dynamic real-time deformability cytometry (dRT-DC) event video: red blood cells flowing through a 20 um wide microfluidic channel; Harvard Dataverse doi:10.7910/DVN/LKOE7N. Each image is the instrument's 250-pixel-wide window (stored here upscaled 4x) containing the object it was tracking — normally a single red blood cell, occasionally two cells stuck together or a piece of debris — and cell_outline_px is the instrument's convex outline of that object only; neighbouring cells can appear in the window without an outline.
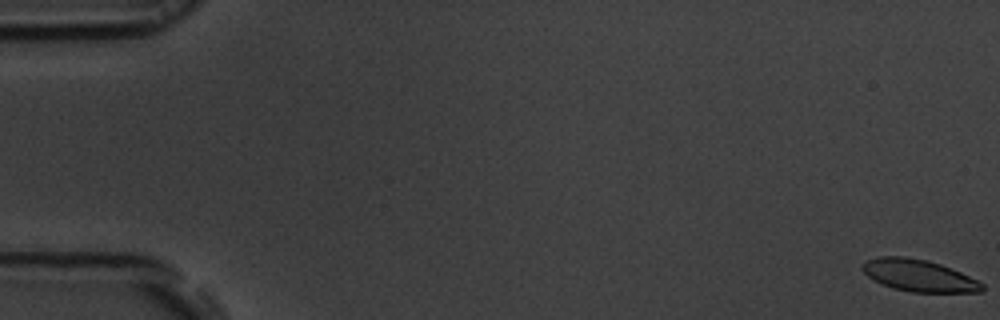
{"species": "common noctule bat (a hibernating species)", "species_latin": "Nyctalus noctula", "temperature_condition": "room temperature", "stored_images_in_passage": 54, "camera_frame_rate_fps": 3000, "um_per_image_px": 0.085, "animal": {"sex": "male", "body_mass_g": 19.5, "forearm_length_mm": 54.6}, "frame": {"image": 1, "passage_image": 1, "time_ms": 0.0, "image_size_px": [1000, 320], "cell_outline_px": [[984, 292], [912, 292], [892, 288], [868, 276], [860, 268], [868, 260], [880, 256], [904, 256], [928, 260], [940, 264], [960, 272], [984, 284]], "centroid_in_image_um": [78.12, 23.42], "position_along_channel_um": 6.9, "area_um2": 22.02}}
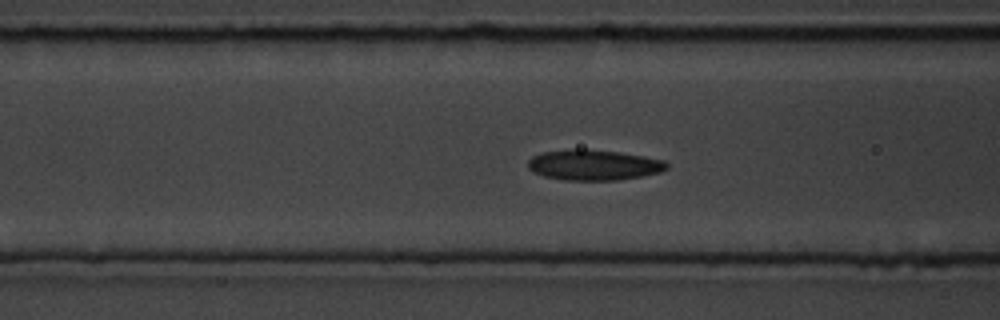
{"frame": {"image": 2, "passage_image": 22, "time_ms": 7.0, "image_size_px": [1000, 320], "cell_outline_px": [[668, 168], [660, 172], [640, 176], [616, 180], [564, 180], [544, 176], [532, 172], [528, 168], [528, 160], [532, 156], [544, 152], [576, 148], [620, 152], [644, 156], [664, 160], [668, 164]], "centroid_in_image_um": [50.45, 14.02], "position_along_channel_um": 116.2, "area_um2": 24.68}}
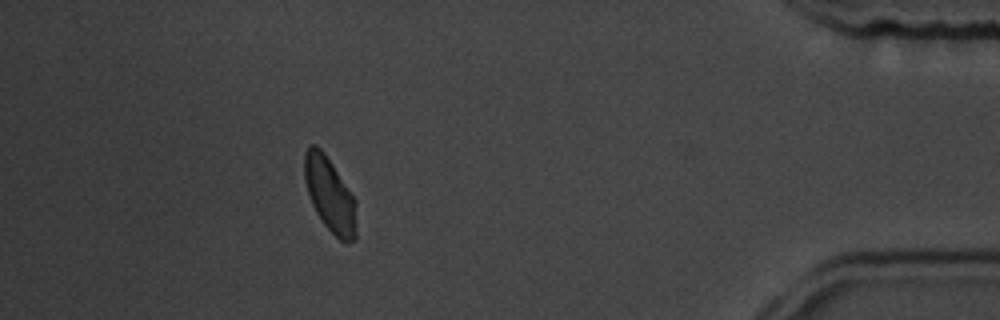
{"frame": {"image": 3, "passage_image": 49, "time_ms": 16.0, "image_size_px": [1000, 320], "cell_outline_px": [[356, 236], [348, 244], [344, 244], [324, 224], [316, 212], [312, 204], [304, 180], [304, 156], [308, 148], [312, 144], [316, 144], [324, 152], [356, 200]], "centroid_in_image_um": [28.04, 16.57], "position_along_channel_um": 407.2, "area_um2": 22.43}, "authors_computed_cell_mechanics": {"area_um2": 23.3801, "velocity_mm_per_s": 3.8078, "shape_relaxation_time_tau1_ms": 3.905, "shape_relaxation_time_tau2_ms": 2.1394, "deformation_change_tau1": 0.1077, "deformation_change_tau2": 0.0586}}